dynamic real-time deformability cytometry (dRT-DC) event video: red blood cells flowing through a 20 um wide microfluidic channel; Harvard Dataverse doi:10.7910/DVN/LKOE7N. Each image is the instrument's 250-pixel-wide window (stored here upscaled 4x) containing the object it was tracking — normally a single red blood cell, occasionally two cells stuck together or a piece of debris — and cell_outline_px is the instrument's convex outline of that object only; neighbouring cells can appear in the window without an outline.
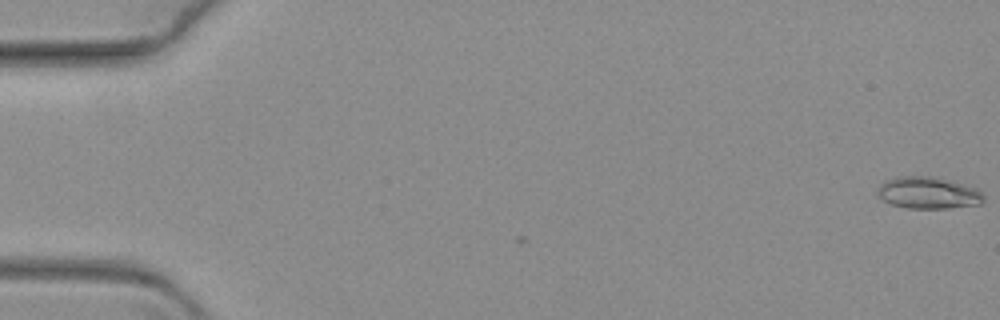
{"species": "common noctule bat (a hibernating species)", "species_latin": "Nyctalus noctula", "temperature_condition": "warm", "stored_images_in_passage": 3, "camera_frame_rate_fps": 3000, "um_per_image_px": 0.085, "animal": {"sex": "female", "body_mass_g": 19.3, "forearm_length_mm": 54.1}, "frame": {"image": 1, "passage_image": 1, "time_ms": 0.0, "image_size_px": [1000, 320], "cell_outline_px": [[984, 200], [980, 204], [948, 208], [908, 208], [892, 204], [884, 200], [880, 196], [880, 188], [884, 180], [904, 176], [932, 176], [976, 188], [984, 196]], "centroid_in_image_um": [78.93, 16.4], "position_along_channel_um": 6.1, "area_um2": 19.19}}